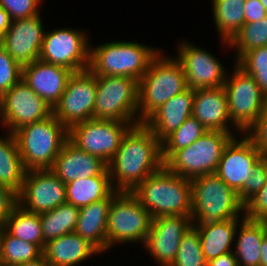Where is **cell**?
Listing matches in <instances>:
<instances>
[{"instance_id":"cell-1","label":"cell","mask_w":267,"mask_h":266,"mask_svg":"<svg viewBox=\"0 0 267 266\" xmlns=\"http://www.w3.org/2000/svg\"><path fill=\"white\" fill-rule=\"evenodd\" d=\"M164 166L161 141L143 123L132 126L107 164L115 191L132 192Z\"/></svg>"},{"instance_id":"cell-2","label":"cell","mask_w":267,"mask_h":266,"mask_svg":"<svg viewBox=\"0 0 267 266\" xmlns=\"http://www.w3.org/2000/svg\"><path fill=\"white\" fill-rule=\"evenodd\" d=\"M132 193L153 218L191 217V180L174 174L165 165L143 180Z\"/></svg>"},{"instance_id":"cell-3","label":"cell","mask_w":267,"mask_h":266,"mask_svg":"<svg viewBox=\"0 0 267 266\" xmlns=\"http://www.w3.org/2000/svg\"><path fill=\"white\" fill-rule=\"evenodd\" d=\"M89 70L96 76H125L139 81L161 51L132 41H111L91 48Z\"/></svg>"},{"instance_id":"cell-4","label":"cell","mask_w":267,"mask_h":266,"mask_svg":"<svg viewBox=\"0 0 267 266\" xmlns=\"http://www.w3.org/2000/svg\"><path fill=\"white\" fill-rule=\"evenodd\" d=\"M187 88L180 62L160 51L138 81L139 122L142 123L159 106Z\"/></svg>"},{"instance_id":"cell-5","label":"cell","mask_w":267,"mask_h":266,"mask_svg":"<svg viewBox=\"0 0 267 266\" xmlns=\"http://www.w3.org/2000/svg\"><path fill=\"white\" fill-rule=\"evenodd\" d=\"M13 134L27 171L51 169L68 140V129L53 114L23 126Z\"/></svg>"},{"instance_id":"cell-6","label":"cell","mask_w":267,"mask_h":266,"mask_svg":"<svg viewBox=\"0 0 267 266\" xmlns=\"http://www.w3.org/2000/svg\"><path fill=\"white\" fill-rule=\"evenodd\" d=\"M191 195L193 224L245 218L238 193L215 173L192 179Z\"/></svg>"},{"instance_id":"cell-7","label":"cell","mask_w":267,"mask_h":266,"mask_svg":"<svg viewBox=\"0 0 267 266\" xmlns=\"http://www.w3.org/2000/svg\"><path fill=\"white\" fill-rule=\"evenodd\" d=\"M152 220V215L132 192L114 190L107 218V250L128 242L143 245Z\"/></svg>"},{"instance_id":"cell-8","label":"cell","mask_w":267,"mask_h":266,"mask_svg":"<svg viewBox=\"0 0 267 266\" xmlns=\"http://www.w3.org/2000/svg\"><path fill=\"white\" fill-rule=\"evenodd\" d=\"M234 136L229 132L207 131L191 145L177 150L164 165L189 180L215 173L225 146Z\"/></svg>"},{"instance_id":"cell-9","label":"cell","mask_w":267,"mask_h":266,"mask_svg":"<svg viewBox=\"0 0 267 266\" xmlns=\"http://www.w3.org/2000/svg\"><path fill=\"white\" fill-rule=\"evenodd\" d=\"M93 118L140 124L138 81L125 76H97Z\"/></svg>"},{"instance_id":"cell-10","label":"cell","mask_w":267,"mask_h":266,"mask_svg":"<svg viewBox=\"0 0 267 266\" xmlns=\"http://www.w3.org/2000/svg\"><path fill=\"white\" fill-rule=\"evenodd\" d=\"M132 123L111 119H90L68 129V140L80 150L108 164Z\"/></svg>"},{"instance_id":"cell-11","label":"cell","mask_w":267,"mask_h":266,"mask_svg":"<svg viewBox=\"0 0 267 266\" xmlns=\"http://www.w3.org/2000/svg\"><path fill=\"white\" fill-rule=\"evenodd\" d=\"M231 123L245 134L260 118L264 94L253 76L234 63L232 76L227 75L223 85Z\"/></svg>"},{"instance_id":"cell-12","label":"cell","mask_w":267,"mask_h":266,"mask_svg":"<svg viewBox=\"0 0 267 266\" xmlns=\"http://www.w3.org/2000/svg\"><path fill=\"white\" fill-rule=\"evenodd\" d=\"M58 28L45 32L39 59L73 72L89 68L90 41L86 31Z\"/></svg>"},{"instance_id":"cell-13","label":"cell","mask_w":267,"mask_h":266,"mask_svg":"<svg viewBox=\"0 0 267 266\" xmlns=\"http://www.w3.org/2000/svg\"><path fill=\"white\" fill-rule=\"evenodd\" d=\"M97 76L89 69L73 72L53 115L67 128L93 118Z\"/></svg>"},{"instance_id":"cell-14","label":"cell","mask_w":267,"mask_h":266,"mask_svg":"<svg viewBox=\"0 0 267 266\" xmlns=\"http://www.w3.org/2000/svg\"><path fill=\"white\" fill-rule=\"evenodd\" d=\"M52 114L53 108L22 80L0 97L1 126L10 133Z\"/></svg>"},{"instance_id":"cell-15","label":"cell","mask_w":267,"mask_h":266,"mask_svg":"<svg viewBox=\"0 0 267 266\" xmlns=\"http://www.w3.org/2000/svg\"><path fill=\"white\" fill-rule=\"evenodd\" d=\"M66 203V184L50 169L28 170L17 204L27 211L41 214Z\"/></svg>"},{"instance_id":"cell-16","label":"cell","mask_w":267,"mask_h":266,"mask_svg":"<svg viewBox=\"0 0 267 266\" xmlns=\"http://www.w3.org/2000/svg\"><path fill=\"white\" fill-rule=\"evenodd\" d=\"M177 57L191 89L219 88L225 84L227 70L215 55L190 42L178 43Z\"/></svg>"},{"instance_id":"cell-17","label":"cell","mask_w":267,"mask_h":266,"mask_svg":"<svg viewBox=\"0 0 267 266\" xmlns=\"http://www.w3.org/2000/svg\"><path fill=\"white\" fill-rule=\"evenodd\" d=\"M234 136L225 146L215 174L237 193L251 179L253 166L262 158L253 141L245 134ZM240 139V140H239Z\"/></svg>"},{"instance_id":"cell-18","label":"cell","mask_w":267,"mask_h":266,"mask_svg":"<svg viewBox=\"0 0 267 266\" xmlns=\"http://www.w3.org/2000/svg\"><path fill=\"white\" fill-rule=\"evenodd\" d=\"M193 226L191 217L161 216L153 218L151 229L142 245L160 266H171L182 236Z\"/></svg>"},{"instance_id":"cell-19","label":"cell","mask_w":267,"mask_h":266,"mask_svg":"<svg viewBox=\"0 0 267 266\" xmlns=\"http://www.w3.org/2000/svg\"><path fill=\"white\" fill-rule=\"evenodd\" d=\"M45 32L40 14L14 20L0 45L23 67L39 59Z\"/></svg>"},{"instance_id":"cell-20","label":"cell","mask_w":267,"mask_h":266,"mask_svg":"<svg viewBox=\"0 0 267 266\" xmlns=\"http://www.w3.org/2000/svg\"><path fill=\"white\" fill-rule=\"evenodd\" d=\"M73 71L40 59L22 67L21 80L52 108L58 103L66 89Z\"/></svg>"},{"instance_id":"cell-21","label":"cell","mask_w":267,"mask_h":266,"mask_svg":"<svg viewBox=\"0 0 267 266\" xmlns=\"http://www.w3.org/2000/svg\"><path fill=\"white\" fill-rule=\"evenodd\" d=\"M192 116L208 131H223L233 135L239 133V136L240 134L242 136V133L231 123L228 99L223 86L219 88L196 89ZM230 126L234 127L233 129L236 131L232 132Z\"/></svg>"},{"instance_id":"cell-22","label":"cell","mask_w":267,"mask_h":266,"mask_svg":"<svg viewBox=\"0 0 267 266\" xmlns=\"http://www.w3.org/2000/svg\"><path fill=\"white\" fill-rule=\"evenodd\" d=\"M65 184L96 175H109L107 164L100 158L77 148L67 140L50 169Z\"/></svg>"},{"instance_id":"cell-23","label":"cell","mask_w":267,"mask_h":266,"mask_svg":"<svg viewBox=\"0 0 267 266\" xmlns=\"http://www.w3.org/2000/svg\"><path fill=\"white\" fill-rule=\"evenodd\" d=\"M195 90L187 88L154 110L142 123L162 142L192 116Z\"/></svg>"},{"instance_id":"cell-24","label":"cell","mask_w":267,"mask_h":266,"mask_svg":"<svg viewBox=\"0 0 267 266\" xmlns=\"http://www.w3.org/2000/svg\"><path fill=\"white\" fill-rule=\"evenodd\" d=\"M114 191L106 198L79 208L75 233L91 243L101 254L107 251V218Z\"/></svg>"},{"instance_id":"cell-25","label":"cell","mask_w":267,"mask_h":266,"mask_svg":"<svg viewBox=\"0 0 267 266\" xmlns=\"http://www.w3.org/2000/svg\"><path fill=\"white\" fill-rule=\"evenodd\" d=\"M97 254L101 255L91 243L75 232L47 242L43 249V256L51 266H76Z\"/></svg>"},{"instance_id":"cell-26","label":"cell","mask_w":267,"mask_h":266,"mask_svg":"<svg viewBox=\"0 0 267 266\" xmlns=\"http://www.w3.org/2000/svg\"><path fill=\"white\" fill-rule=\"evenodd\" d=\"M243 219H228L224 221L193 224L199 232L201 249L205 260L217 258L233 251L235 234Z\"/></svg>"},{"instance_id":"cell-27","label":"cell","mask_w":267,"mask_h":266,"mask_svg":"<svg viewBox=\"0 0 267 266\" xmlns=\"http://www.w3.org/2000/svg\"><path fill=\"white\" fill-rule=\"evenodd\" d=\"M239 230V231H238ZM238 234V236H237ZM262 222L244 218L235 234L234 254L239 266H259L261 243L266 235Z\"/></svg>"},{"instance_id":"cell-28","label":"cell","mask_w":267,"mask_h":266,"mask_svg":"<svg viewBox=\"0 0 267 266\" xmlns=\"http://www.w3.org/2000/svg\"><path fill=\"white\" fill-rule=\"evenodd\" d=\"M26 172L14 134L0 135V185L18 194Z\"/></svg>"},{"instance_id":"cell-29","label":"cell","mask_w":267,"mask_h":266,"mask_svg":"<svg viewBox=\"0 0 267 266\" xmlns=\"http://www.w3.org/2000/svg\"><path fill=\"white\" fill-rule=\"evenodd\" d=\"M113 191L110 175L76 179L66 184V202L81 208L106 199Z\"/></svg>"},{"instance_id":"cell-30","label":"cell","mask_w":267,"mask_h":266,"mask_svg":"<svg viewBox=\"0 0 267 266\" xmlns=\"http://www.w3.org/2000/svg\"><path fill=\"white\" fill-rule=\"evenodd\" d=\"M245 1L212 0L214 24L220 41L226 46L244 24Z\"/></svg>"},{"instance_id":"cell-31","label":"cell","mask_w":267,"mask_h":266,"mask_svg":"<svg viewBox=\"0 0 267 266\" xmlns=\"http://www.w3.org/2000/svg\"><path fill=\"white\" fill-rule=\"evenodd\" d=\"M10 235L37 245L42 251L44 239L40 215L30 212L16 204L3 227Z\"/></svg>"},{"instance_id":"cell-32","label":"cell","mask_w":267,"mask_h":266,"mask_svg":"<svg viewBox=\"0 0 267 266\" xmlns=\"http://www.w3.org/2000/svg\"><path fill=\"white\" fill-rule=\"evenodd\" d=\"M39 215L45 246L47 242L75 231L79 208L66 202Z\"/></svg>"},{"instance_id":"cell-33","label":"cell","mask_w":267,"mask_h":266,"mask_svg":"<svg viewBox=\"0 0 267 266\" xmlns=\"http://www.w3.org/2000/svg\"><path fill=\"white\" fill-rule=\"evenodd\" d=\"M42 255L37 245L10 235L3 227L0 229V259L7 266L33 261Z\"/></svg>"},{"instance_id":"cell-34","label":"cell","mask_w":267,"mask_h":266,"mask_svg":"<svg viewBox=\"0 0 267 266\" xmlns=\"http://www.w3.org/2000/svg\"><path fill=\"white\" fill-rule=\"evenodd\" d=\"M208 130L193 116L174 132L169 134L162 142V158L164 163L177 151L194 143Z\"/></svg>"},{"instance_id":"cell-35","label":"cell","mask_w":267,"mask_h":266,"mask_svg":"<svg viewBox=\"0 0 267 266\" xmlns=\"http://www.w3.org/2000/svg\"><path fill=\"white\" fill-rule=\"evenodd\" d=\"M262 46H267V16L259 21L244 23L228 42V47L237 50L235 60L243 53Z\"/></svg>"},{"instance_id":"cell-36","label":"cell","mask_w":267,"mask_h":266,"mask_svg":"<svg viewBox=\"0 0 267 266\" xmlns=\"http://www.w3.org/2000/svg\"><path fill=\"white\" fill-rule=\"evenodd\" d=\"M235 61L239 67L253 76L261 92L267 94V46L251 49Z\"/></svg>"},{"instance_id":"cell-37","label":"cell","mask_w":267,"mask_h":266,"mask_svg":"<svg viewBox=\"0 0 267 266\" xmlns=\"http://www.w3.org/2000/svg\"><path fill=\"white\" fill-rule=\"evenodd\" d=\"M171 266H207L198 230L192 226L180 241L175 260Z\"/></svg>"},{"instance_id":"cell-38","label":"cell","mask_w":267,"mask_h":266,"mask_svg":"<svg viewBox=\"0 0 267 266\" xmlns=\"http://www.w3.org/2000/svg\"><path fill=\"white\" fill-rule=\"evenodd\" d=\"M22 78V67L0 45V97Z\"/></svg>"},{"instance_id":"cell-39","label":"cell","mask_w":267,"mask_h":266,"mask_svg":"<svg viewBox=\"0 0 267 266\" xmlns=\"http://www.w3.org/2000/svg\"><path fill=\"white\" fill-rule=\"evenodd\" d=\"M267 181V157H262L254 166L251 179L244 183L243 188L238 192L240 201L245 204L252 196L260 191Z\"/></svg>"},{"instance_id":"cell-40","label":"cell","mask_w":267,"mask_h":266,"mask_svg":"<svg viewBox=\"0 0 267 266\" xmlns=\"http://www.w3.org/2000/svg\"><path fill=\"white\" fill-rule=\"evenodd\" d=\"M42 0H0L11 21L32 17L40 13Z\"/></svg>"},{"instance_id":"cell-41","label":"cell","mask_w":267,"mask_h":266,"mask_svg":"<svg viewBox=\"0 0 267 266\" xmlns=\"http://www.w3.org/2000/svg\"><path fill=\"white\" fill-rule=\"evenodd\" d=\"M244 216L259 222L267 219V181L260 191L244 204Z\"/></svg>"},{"instance_id":"cell-42","label":"cell","mask_w":267,"mask_h":266,"mask_svg":"<svg viewBox=\"0 0 267 266\" xmlns=\"http://www.w3.org/2000/svg\"><path fill=\"white\" fill-rule=\"evenodd\" d=\"M245 134L253 141L262 157H267V120H257Z\"/></svg>"},{"instance_id":"cell-43","label":"cell","mask_w":267,"mask_h":266,"mask_svg":"<svg viewBox=\"0 0 267 266\" xmlns=\"http://www.w3.org/2000/svg\"><path fill=\"white\" fill-rule=\"evenodd\" d=\"M17 204V194L10 188L0 185V229L4 227L13 207Z\"/></svg>"},{"instance_id":"cell-44","label":"cell","mask_w":267,"mask_h":266,"mask_svg":"<svg viewBox=\"0 0 267 266\" xmlns=\"http://www.w3.org/2000/svg\"><path fill=\"white\" fill-rule=\"evenodd\" d=\"M244 7V23L259 21L267 16L265 7L262 5L260 0H246Z\"/></svg>"},{"instance_id":"cell-45","label":"cell","mask_w":267,"mask_h":266,"mask_svg":"<svg viewBox=\"0 0 267 266\" xmlns=\"http://www.w3.org/2000/svg\"><path fill=\"white\" fill-rule=\"evenodd\" d=\"M207 266H239L233 251L220 255L207 262Z\"/></svg>"},{"instance_id":"cell-46","label":"cell","mask_w":267,"mask_h":266,"mask_svg":"<svg viewBox=\"0 0 267 266\" xmlns=\"http://www.w3.org/2000/svg\"><path fill=\"white\" fill-rule=\"evenodd\" d=\"M11 19L9 14L0 7V37L2 38L7 29L10 27Z\"/></svg>"},{"instance_id":"cell-47","label":"cell","mask_w":267,"mask_h":266,"mask_svg":"<svg viewBox=\"0 0 267 266\" xmlns=\"http://www.w3.org/2000/svg\"><path fill=\"white\" fill-rule=\"evenodd\" d=\"M260 251H261V255H260L259 266H267V234L263 237Z\"/></svg>"},{"instance_id":"cell-48","label":"cell","mask_w":267,"mask_h":266,"mask_svg":"<svg viewBox=\"0 0 267 266\" xmlns=\"http://www.w3.org/2000/svg\"><path fill=\"white\" fill-rule=\"evenodd\" d=\"M16 266H51L50 263L42 255L36 260L18 264Z\"/></svg>"},{"instance_id":"cell-49","label":"cell","mask_w":267,"mask_h":266,"mask_svg":"<svg viewBox=\"0 0 267 266\" xmlns=\"http://www.w3.org/2000/svg\"><path fill=\"white\" fill-rule=\"evenodd\" d=\"M258 120H267V94L264 95L262 114Z\"/></svg>"},{"instance_id":"cell-50","label":"cell","mask_w":267,"mask_h":266,"mask_svg":"<svg viewBox=\"0 0 267 266\" xmlns=\"http://www.w3.org/2000/svg\"><path fill=\"white\" fill-rule=\"evenodd\" d=\"M262 5L265 7V10L267 12V0H260Z\"/></svg>"},{"instance_id":"cell-51","label":"cell","mask_w":267,"mask_h":266,"mask_svg":"<svg viewBox=\"0 0 267 266\" xmlns=\"http://www.w3.org/2000/svg\"><path fill=\"white\" fill-rule=\"evenodd\" d=\"M262 223L264 224V226H265V229H266V233H267V219H266V220H264V221H262Z\"/></svg>"},{"instance_id":"cell-52","label":"cell","mask_w":267,"mask_h":266,"mask_svg":"<svg viewBox=\"0 0 267 266\" xmlns=\"http://www.w3.org/2000/svg\"><path fill=\"white\" fill-rule=\"evenodd\" d=\"M0 266H7V265L0 259Z\"/></svg>"}]
</instances>
